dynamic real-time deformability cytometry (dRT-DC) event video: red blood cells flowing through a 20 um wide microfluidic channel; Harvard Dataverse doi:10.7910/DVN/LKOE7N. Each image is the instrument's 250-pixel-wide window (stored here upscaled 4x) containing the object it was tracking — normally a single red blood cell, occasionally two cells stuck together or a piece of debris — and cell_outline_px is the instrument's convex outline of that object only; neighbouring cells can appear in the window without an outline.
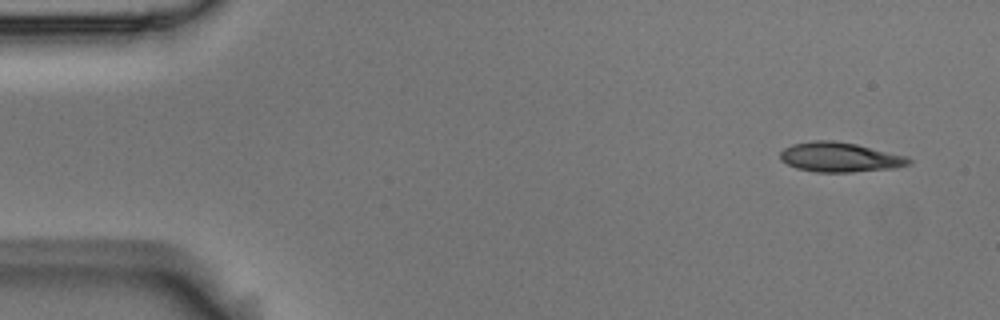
{"species": "Egyptian fruit bat (a non-hibernating species)", "species_latin": "Rousettus aegyptiacus", "temperature_condition": "room temperature", "stored_images_in_passage": 5, "camera_frame_rate_fps": 3000, "um_per_image_px": 0.085, "animal": {"sex": "male"}, "frame": {"image": 1, "passage_image": 1, "time_ms": 0.0, "image_size_px": [1000, 320], "cell_outline_px": [[912, 164], [892, 168], [852, 172], [816, 172], [796, 168], [780, 160], [780, 152], [784, 148], [792, 144], [812, 140], [836, 140], [856, 144], [908, 156], [912, 160]], "centroid_in_image_um": [71.39, 13.35], "position_along_channel_um": 13.6, "area_um2": 22.37}}
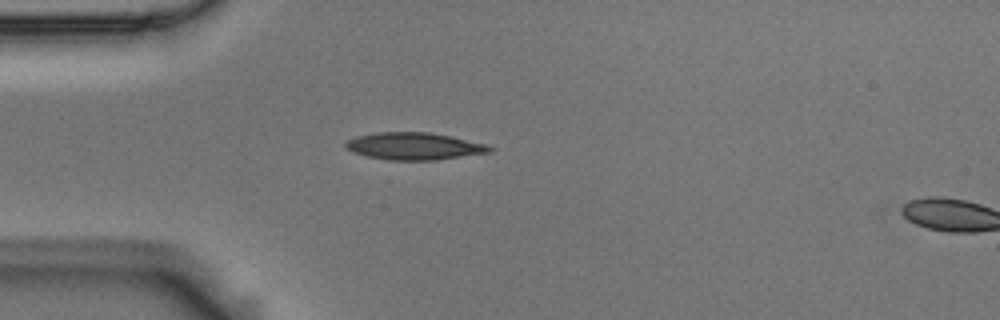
{"frame": {"image": 2, "passage_image": 4, "time_ms": 1.0, "image_size_px": [1000, 320], "cell_outline_px": [[496, 148], [492, 152], [436, 160], [388, 160], [368, 156], [352, 152], [344, 148], [344, 144], [348, 140], [356, 136], [376, 132], [428, 132], [452, 136], [488, 144]], "centroid_in_image_um": [35.24, 12.42], "position_along_channel_um": 49.8, "area_um2": 23.12}}